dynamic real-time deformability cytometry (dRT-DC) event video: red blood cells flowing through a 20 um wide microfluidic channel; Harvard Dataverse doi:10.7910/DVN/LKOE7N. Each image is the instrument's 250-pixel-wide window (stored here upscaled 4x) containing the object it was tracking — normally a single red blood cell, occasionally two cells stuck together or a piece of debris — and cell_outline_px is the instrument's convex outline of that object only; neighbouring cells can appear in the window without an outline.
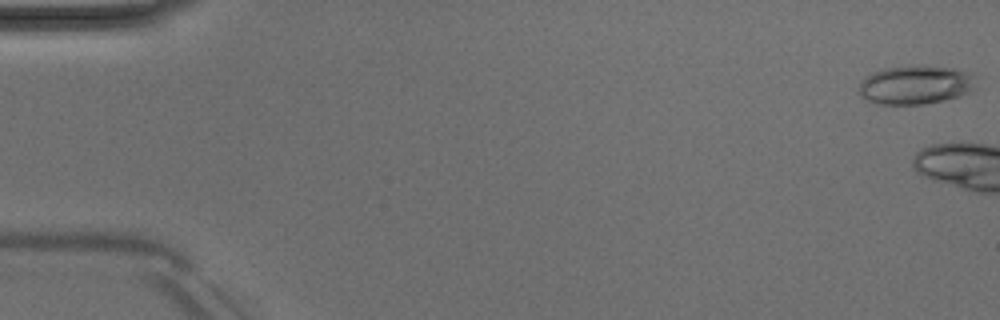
{"species": "Egyptian fruit bat (a non-hibernating species)", "species_latin": "Rousettus aegyptiacus", "temperature_condition": "room temperature", "stored_images_in_passage": 5, "camera_frame_rate_fps": 3000, "um_per_image_px": 0.085, "animal": {"sex": "male"}, "frame": {"image": 1, "passage_image": 1, "time_ms": 0.0, "image_size_px": [1000, 320], "cell_outline_px": [[980, 76], [976, 88], [960, 96], [944, 100], [924, 104], [872, 104], [864, 100], [856, 92], [860, 80], [872, 72], [884, 68], [916, 64], [920, 64], [956, 68]], "centroid_in_image_um": [77.83, 7.19], "position_along_channel_um": 7.2, "area_um2": 27.69}}